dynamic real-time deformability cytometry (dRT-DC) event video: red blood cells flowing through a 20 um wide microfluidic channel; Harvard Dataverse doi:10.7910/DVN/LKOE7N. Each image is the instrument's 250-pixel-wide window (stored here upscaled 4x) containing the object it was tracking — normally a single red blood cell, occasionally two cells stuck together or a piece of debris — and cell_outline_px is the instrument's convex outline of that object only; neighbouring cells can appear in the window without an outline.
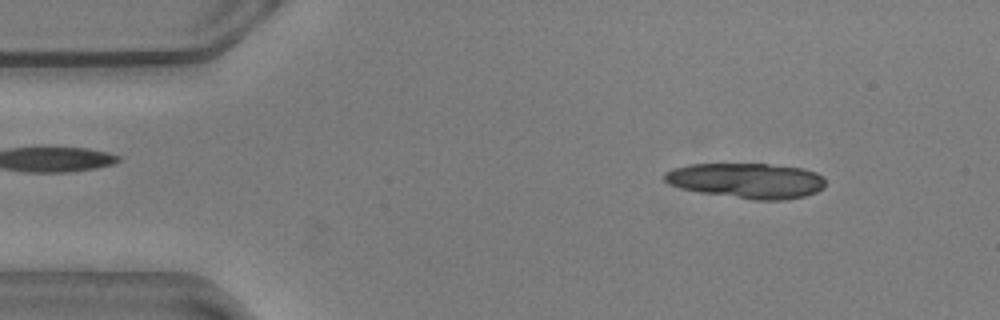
{"species": "common noctule bat (a hibernating species)", "species_latin": "Nyctalus noctula", "temperature_condition": "warm", "stored_images_in_passage": 34, "camera_frame_rate_fps": 3000, "um_per_image_px": 0.085, "animal": {"sex": "male", "body_mass_g": 20.5, "forearm_length_mm": 52.5}, "frame": {"image": 1, "passage_image": 6, "time_ms": 1.667, "image_size_px": [1000, 320], "cell_outline_px": [[824, 188], [816, 192], [804, 196], [784, 200], [752, 200], [700, 192], [680, 188], [668, 184], [664, 180], [664, 172], [672, 168], [688, 164], [768, 164], [804, 168], [816, 172], [824, 176]], "centroid_in_image_um": [63.47, 15.35], "position_along_channel_um": 21.5, "area_um2": 33.35}}
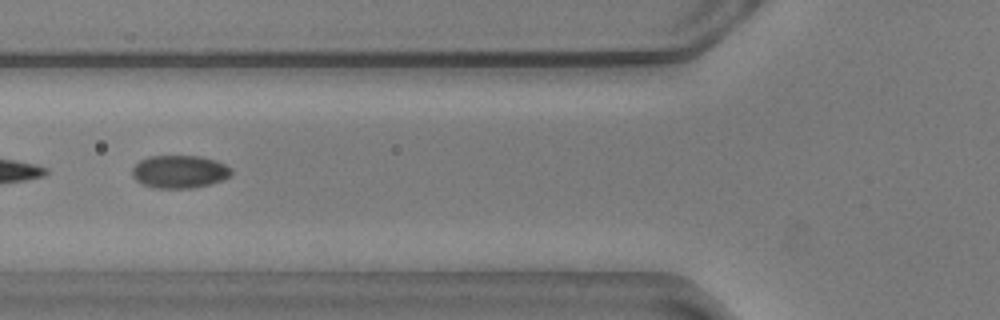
{"frame": {"image": 2, "passage_image": 20, "time_ms": 6.333, "image_size_px": [1000, 320], "cell_outline_px": [[232, 176], [208, 184], [192, 188], [156, 188], [140, 184], [132, 176], [132, 168], [140, 160], [148, 156], [200, 156], [216, 160], [232, 168]], "centroid_in_image_um": [15.24, 14.59], "position_along_channel_um": 110.6, "area_um2": 19.07}}